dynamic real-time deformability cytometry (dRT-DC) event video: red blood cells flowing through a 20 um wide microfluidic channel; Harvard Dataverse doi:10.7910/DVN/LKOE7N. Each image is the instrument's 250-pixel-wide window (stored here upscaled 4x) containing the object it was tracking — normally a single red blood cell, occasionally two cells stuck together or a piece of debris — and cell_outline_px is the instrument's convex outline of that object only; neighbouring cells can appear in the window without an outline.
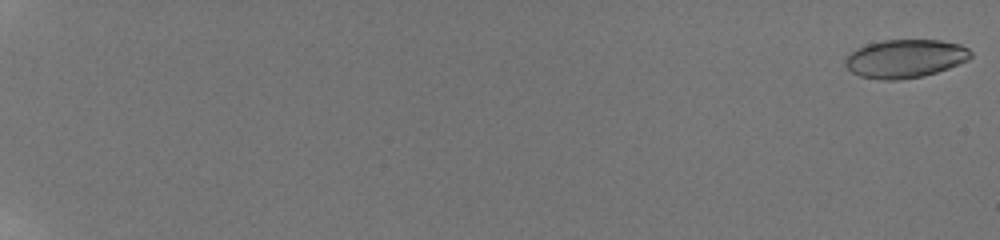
{"species": "human", "species_latin": "Homo sapiens", "temperature_condition": "room temperature", "stored_images_in_passage": 33, "camera_frame_rate_fps": 3000, "um_per_image_px": 0.085, "donor": {"sex": "male"}, "frame": {"image": 1, "passage_image": 1, "time_ms": 0.0, "image_size_px": [1000, 240], "cell_outline_px": [[972, 56], [968, 60], [948, 68], [924, 76], [900, 80], [880, 80], [860, 76], [852, 72], [844, 64], [844, 60], [856, 48], [868, 44], [884, 40], [940, 40], [960, 44], [968, 48], [972, 52]], "centroid_in_image_um": [76.95, 4.98], "position_along_channel_um": 8.1, "area_um2": 28.09}}
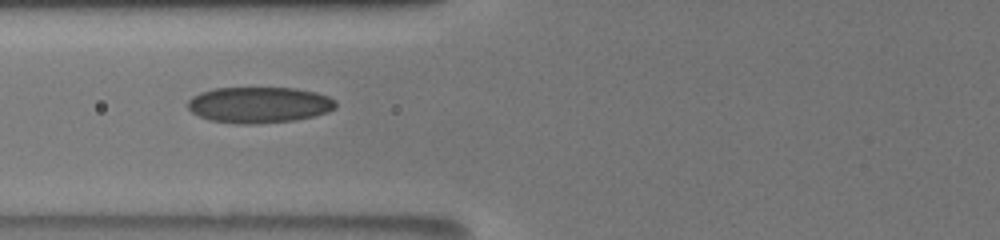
{"frame": {"image": 2, "passage_image": 30, "time_ms": 9.333, "image_size_px": [1000, 240], "cell_outline_px": [[336, 108], [328, 112], [296, 120], [256, 124], [236, 124], [208, 120], [192, 112], [188, 108], [188, 100], [192, 96], [200, 92], [216, 88], [296, 88], [316, 92], [328, 96], [336, 100]], "centroid_in_image_um": [22.03, 8.92], "position_along_channel_um": 103.8, "area_um2": 31.27}}